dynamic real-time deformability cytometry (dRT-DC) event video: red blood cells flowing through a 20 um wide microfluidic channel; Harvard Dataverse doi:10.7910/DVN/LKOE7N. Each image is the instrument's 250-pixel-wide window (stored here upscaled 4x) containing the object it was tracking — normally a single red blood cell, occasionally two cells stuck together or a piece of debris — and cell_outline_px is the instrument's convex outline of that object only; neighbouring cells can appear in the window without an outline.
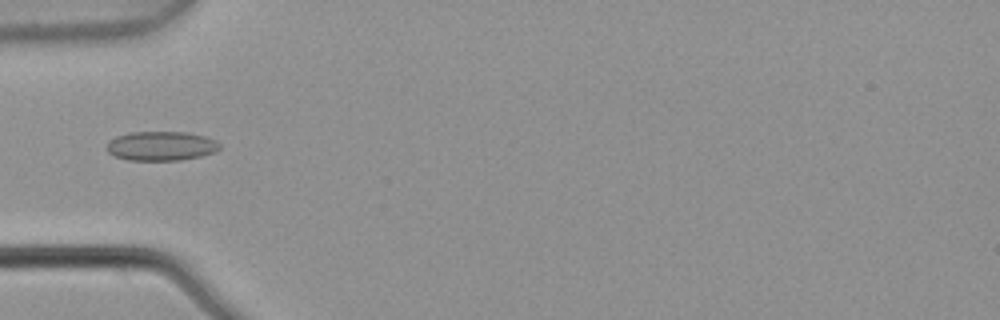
{"species": "common noctule bat (a hibernating species)", "species_latin": "Nyctalus noctula", "temperature_condition": "warm", "stored_images_in_passage": 3, "camera_frame_rate_fps": 3000, "um_per_image_px": 0.085, "animal": {"sex": "male", "body_mass_g": 21.5, "forearm_length_mm": 52.0}, "frame": {"image": 1, "passage_image": 3, "time_ms": 0.667, "image_size_px": [1000, 320], "cell_outline_px": [[220, 148], [216, 152], [200, 156], [180, 160], [128, 160], [116, 156], [108, 152], [108, 140], [116, 136], [128, 132], [184, 132], [204, 136], [216, 140], [220, 144]], "centroid_in_image_um": [13.71, 12.4], "position_along_channel_um": 71.3, "area_um2": 19.25}}